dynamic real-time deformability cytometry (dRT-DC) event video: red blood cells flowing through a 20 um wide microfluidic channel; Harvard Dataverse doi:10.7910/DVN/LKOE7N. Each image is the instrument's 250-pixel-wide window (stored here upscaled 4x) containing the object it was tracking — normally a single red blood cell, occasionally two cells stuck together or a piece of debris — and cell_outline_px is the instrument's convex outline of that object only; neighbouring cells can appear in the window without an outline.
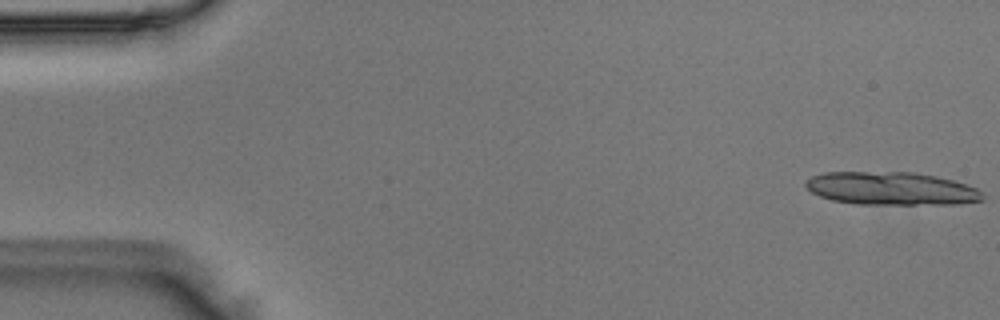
{"species": "Egyptian fruit bat (a non-hibernating species)", "species_latin": "Rousettus aegyptiacus", "temperature_condition": "room temperature", "stored_images_in_passage": 14, "camera_frame_rate_fps": 3000, "um_per_image_px": 0.085, "animal": {"sex": "male"}, "frame": {"image": 1, "passage_image": 1, "time_ms": 0.0, "image_size_px": [1000, 320], "cell_outline_px": [[984, 200], [960, 204], [856, 204], [832, 200], [820, 196], [812, 192], [804, 184], [804, 180], [812, 176], [824, 172], [912, 172], [936, 176], [952, 180], [976, 188], [984, 192]], "centroid_in_image_um": [75.77, 16.03], "position_along_channel_um": 9.2, "area_um2": 34.22}}